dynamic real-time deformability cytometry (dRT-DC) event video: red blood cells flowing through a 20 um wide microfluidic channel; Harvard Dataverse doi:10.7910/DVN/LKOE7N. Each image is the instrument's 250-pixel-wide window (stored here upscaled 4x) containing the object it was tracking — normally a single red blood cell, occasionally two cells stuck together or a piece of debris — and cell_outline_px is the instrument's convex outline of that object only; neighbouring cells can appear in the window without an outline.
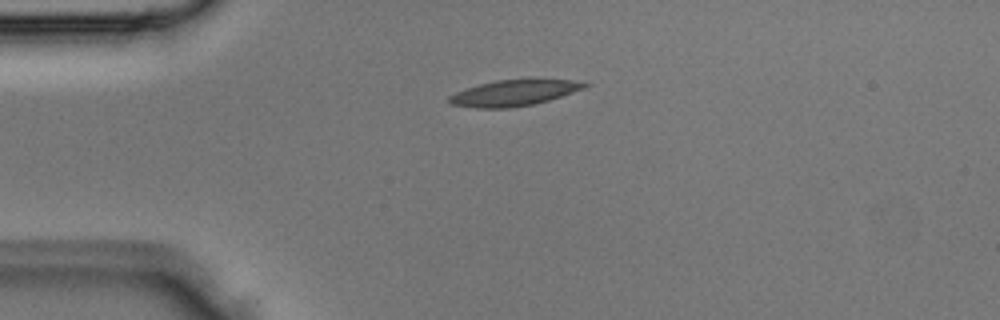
{"species": "Egyptian fruit bat (a non-hibernating species)", "species_latin": "Rousettus aegyptiacus", "temperature_condition": "room temperature", "stored_images_in_passage": 3, "camera_frame_rate_fps": 3000, "um_per_image_px": 0.085, "animal": {"sex": "male"}, "frame": {"image": 1, "passage_image": 3, "time_ms": 0.667, "image_size_px": [1000, 320], "cell_outline_px": [[592, 84], [584, 88], [548, 100], [532, 104], [512, 108], [476, 108], [448, 104], [448, 96], [456, 92], [480, 84], [496, 80], [588, 80]], "centroid_in_image_um": [43.7, 7.9], "position_along_channel_um": 41.3, "area_um2": 20.35}}